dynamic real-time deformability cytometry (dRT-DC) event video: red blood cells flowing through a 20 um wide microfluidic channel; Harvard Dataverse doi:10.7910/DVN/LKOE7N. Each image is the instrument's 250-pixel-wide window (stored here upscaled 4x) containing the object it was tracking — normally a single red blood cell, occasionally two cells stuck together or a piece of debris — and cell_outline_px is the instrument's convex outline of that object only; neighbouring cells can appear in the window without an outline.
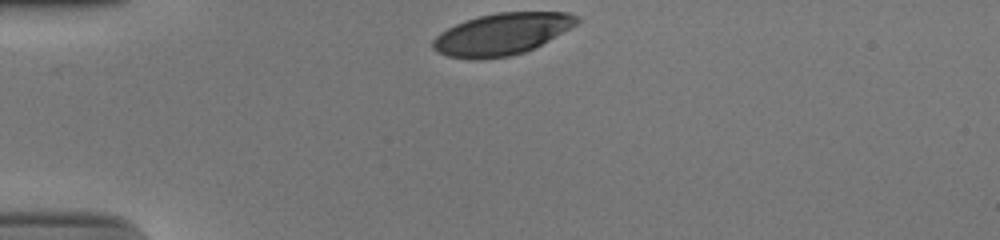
{"species": "human", "species_latin": "Homo sapiens", "temperature_condition": "cold", "stored_images_in_passage": 31, "camera_frame_rate_fps": 3000, "um_per_image_px": 0.085, "donor": {"sex": "male"}, "frame": {"image": 1, "passage_image": 1, "time_ms": 0.0, "image_size_px": [1000, 240], "cell_outline_px": [[584, 20], [548, 40], [524, 52], [508, 56], [480, 60], [472, 60], [448, 56], [436, 52], [432, 48], [432, 40], [440, 32], [464, 20], [496, 12], [568, 12], [580, 16]], "centroid_in_image_um": [42.64, 2.89], "position_along_channel_um": 42.4, "area_um2": 35.14}}
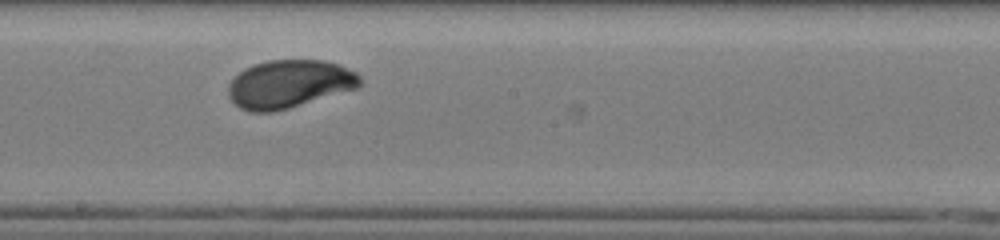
{"frame": {"image": 2, "passage_image": 18, "time_ms": 5.667, "image_size_px": [1000, 240], "cell_outline_px": [[360, 84], [356, 88], [288, 108], [272, 112], [248, 112], [240, 108], [228, 96], [228, 84], [244, 68], [268, 60], [324, 60], [340, 64], [356, 72], [360, 76]], "centroid_in_image_um": [24.57, 7.13], "position_along_channel_um": 223.6, "area_um2": 36.65}}
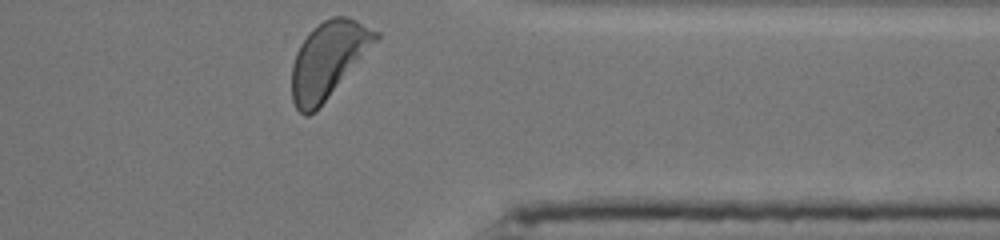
{"frame": {"image": 3, "passage_image": 31, "time_ms": 10.0, "image_size_px": [1000, 240], "cell_outline_px": [[380, 36], [316, 112], [308, 116], [304, 116], [296, 108], [292, 100], [292, 64], [296, 52], [300, 44], [308, 32], [312, 28], [324, 20], [332, 16], [348, 16], [380, 32]], "centroid_in_image_um": [27.86, 5.08], "position_along_channel_um": 383.5, "area_um2": 36.99}, "authors_computed_cell_mechanics": {"area_um2": 36.414, "velocity_mm_per_s": 3.8376, "shape_relaxation_time_tau1_ms": 2.4629, "shape_relaxation_time_tau2_ms": null, "deformation_change_tau1": 0.142, "deformation_change_tau2": null}}